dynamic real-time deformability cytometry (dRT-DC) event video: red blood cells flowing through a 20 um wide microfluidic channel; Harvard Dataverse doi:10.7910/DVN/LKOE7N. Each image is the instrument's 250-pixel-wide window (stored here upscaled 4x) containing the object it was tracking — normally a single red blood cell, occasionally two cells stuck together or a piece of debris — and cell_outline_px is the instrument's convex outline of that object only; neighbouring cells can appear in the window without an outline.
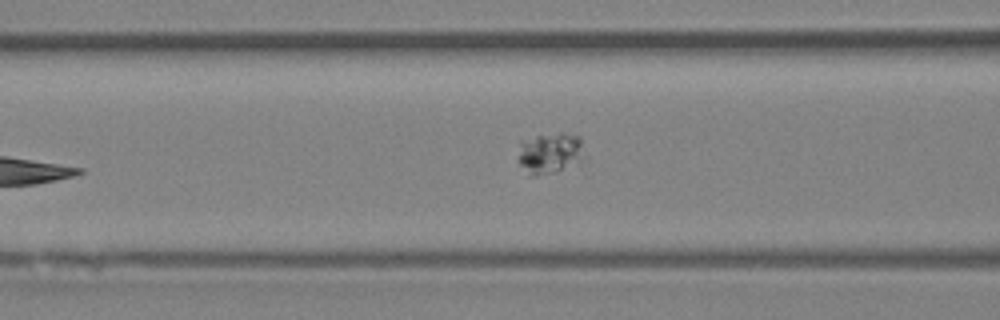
{"species": "Egyptian fruit bat (a non-hibernating species)", "species_latin": "Rousettus aegyptiacus", "temperature_condition": "room temperature", "stored_images_in_passage": 7, "camera_frame_rate_fps": 3000, "um_per_image_px": 0.085, "animal": {"sex": "female"}, "frame": {"image": 1, "passage_image": 7, "time_ms": 7.333, "image_size_px": [1000, 320], "cell_outline_px": [[588, 164], [580, 168], [536, 176], [532, 176], [520, 164], [520, 144], [536, 136], [560, 132], [576, 132], [580, 136], [588, 160]], "centroid_in_image_um": [47.0, 13.05], "position_along_channel_um": 119.6, "area_um2": 16.99}}